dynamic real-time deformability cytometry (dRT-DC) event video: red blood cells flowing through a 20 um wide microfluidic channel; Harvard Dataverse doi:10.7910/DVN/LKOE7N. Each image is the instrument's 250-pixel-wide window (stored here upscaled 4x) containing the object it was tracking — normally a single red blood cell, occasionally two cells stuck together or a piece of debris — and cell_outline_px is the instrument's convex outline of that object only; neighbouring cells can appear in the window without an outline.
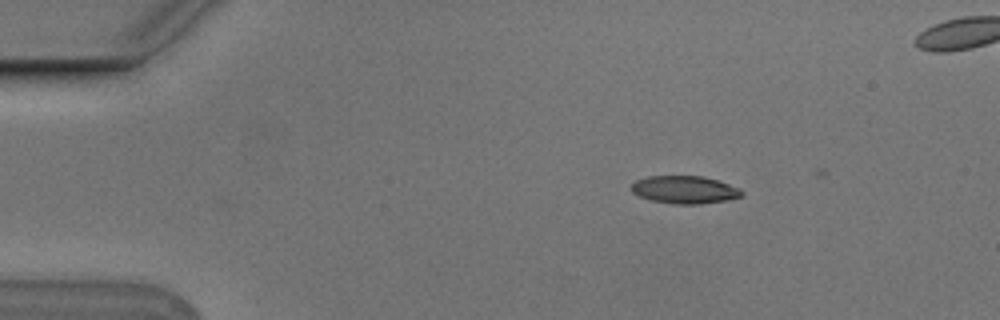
{"species": "Egyptian fruit bat (a non-hibernating species)", "species_latin": "Rousettus aegyptiacus", "temperature_condition": "cold", "stored_images_in_passage": 3, "camera_frame_rate_fps": 3000, "um_per_image_px": 0.085, "animal": {"sex": "male"}, "frame": {"image": 1, "passage_image": 3, "time_ms": 0.667, "image_size_px": [1000, 320], "cell_outline_px": [[744, 192], [740, 196], [728, 200], [700, 204], [676, 204], [652, 200], [640, 196], [632, 192], [628, 188], [636, 180], [648, 176], [704, 176], [740, 188]], "centroid_in_image_um": [58.18, 16.12], "position_along_channel_um": 26.8, "area_um2": 17.8}}